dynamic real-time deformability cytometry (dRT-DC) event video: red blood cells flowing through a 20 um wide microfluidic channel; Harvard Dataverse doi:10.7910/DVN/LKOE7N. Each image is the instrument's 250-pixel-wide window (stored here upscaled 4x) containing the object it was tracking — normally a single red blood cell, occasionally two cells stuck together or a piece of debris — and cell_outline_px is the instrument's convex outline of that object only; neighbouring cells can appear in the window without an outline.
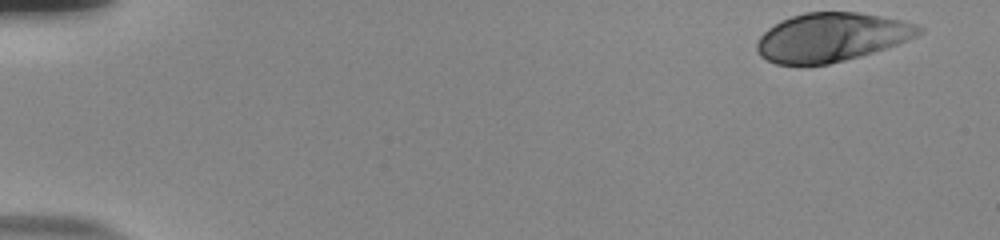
{"species": "human", "species_latin": "Homo sapiens", "temperature_condition": "room temperature", "stored_images_in_passage": 46, "camera_frame_rate_fps": 3000, "um_per_image_px": 0.085, "donor": {"sex": "male"}, "frame": {"image": 1, "passage_image": 1, "time_ms": 0.0, "image_size_px": [1000, 240], "cell_outline_px": [[924, 32], [916, 36], [896, 44], [860, 56], [828, 64], [776, 64], [760, 56], [756, 48], [756, 44], [760, 36], [768, 28], [780, 20], [804, 12], [856, 12], [880, 16], [900, 20], [916, 24], [924, 28]], "centroid_in_image_um": [70.65, 3.15], "position_along_channel_um": 14.3, "area_um2": 45.66}}
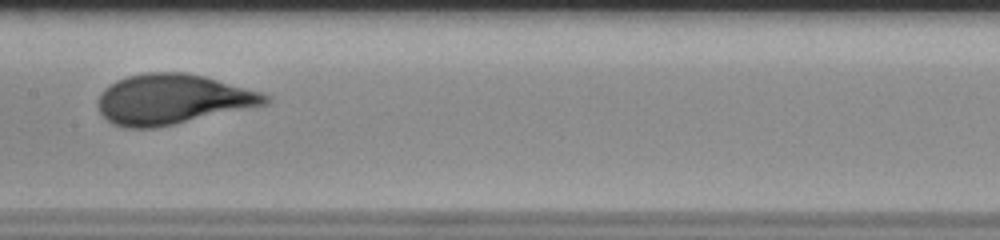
{"frame": {"image": 2, "passage_image": 27, "time_ms": 8.667, "image_size_px": [1000, 240], "cell_outline_px": [[272, 100], [268, 104], [156, 128], [124, 128], [112, 124], [100, 112], [96, 104], [104, 88], [116, 80], [128, 76], [144, 72], [184, 72], [204, 76], [264, 92]], "centroid_in_image_um": [14.66, 8.44], "position_along_channel_um": 192.7, "area_um2": 49.07}}
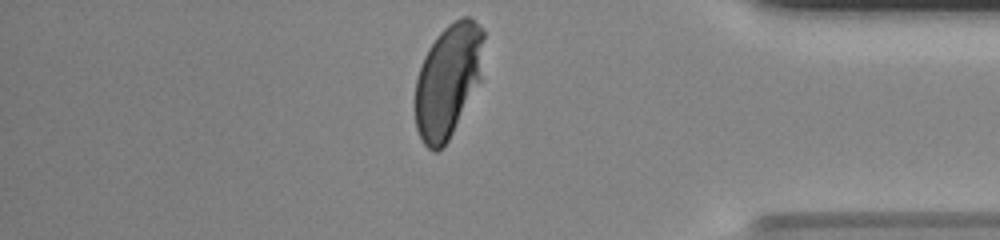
{"frame": {"image": 3, "passage_image": 45, "time_ms": 14.667, "image_size_px": [1000, 240], "cell_outline_px": [[484, 36], [480, 80], [444, 148], [436, 152], [432, 152], [424, 144], [416, 128], [416, 80], [424, 56], [428, 48], [440, 32], [448, 24], [460, 16], [468, 16], [484, 32]], "centroid_in_image_um": [38.07, 6.85], "position_along_channel_um": 397.1, "area_um2": 44.85}, "authors_computed_cell_mechanics": {"area_um2": 47.3382, "velocity_mm_per_s": 3.7662, "shape_relaxation_time_tau1_ms": 5.3183, "shape_relaxation_time_tau2_ms": null, "deformation_change_tau1": 0.2236, "deformation_change_tau2": null}}